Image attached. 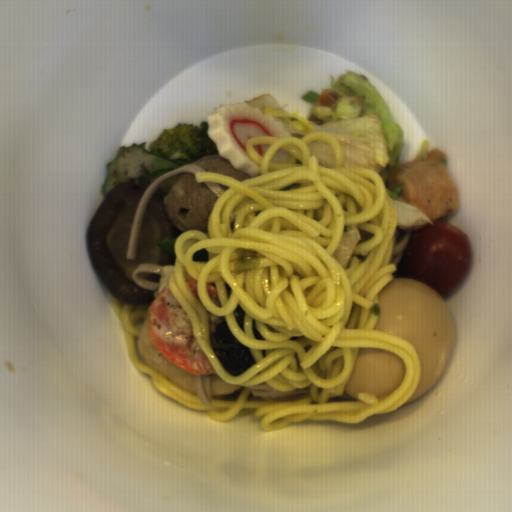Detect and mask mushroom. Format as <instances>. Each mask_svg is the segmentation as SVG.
I'll return each mask as SVG.
<instances>
[{
  "label": "mushroom",
  "mask_w": 512,
  "mask_h": 512,
  "mask_svg": "<svg viewBox=\"0 0 512 512\" xmlns=\"http://www.w3.org/2000/svg\"><path fill=\"white\" fill-rule=\"evenodd\" d=\"M149 187L123 183L107 192L94 210L85 240L91 263L110 296L122 304H151L155 290L136 285L133 273L140 263L164 268L175 265L176 255L158 247L156 240L175 239L181 235L164 204V196L153 192L143 214L136 258H128L131 228L138 208Z\"/></svg>",
  "instance_id": "mushroom-1"
},
{
  "label": "mushroom",
  "mask_w": 512,
  "mask_h": 512,
  "mask_svg": "<svg viewBox=\"0 0 512 512\" xmlns=\"http://www.w3.org/2000/svg\"><path fill=\"white\" fill-rule=\"evenodd\" d=\"M161 274L156 273H138L139 280L149 281L153 283H158L160 281Z\"/></svg>",
  "instance_id": "mushroom-2"
}]
</instances>
